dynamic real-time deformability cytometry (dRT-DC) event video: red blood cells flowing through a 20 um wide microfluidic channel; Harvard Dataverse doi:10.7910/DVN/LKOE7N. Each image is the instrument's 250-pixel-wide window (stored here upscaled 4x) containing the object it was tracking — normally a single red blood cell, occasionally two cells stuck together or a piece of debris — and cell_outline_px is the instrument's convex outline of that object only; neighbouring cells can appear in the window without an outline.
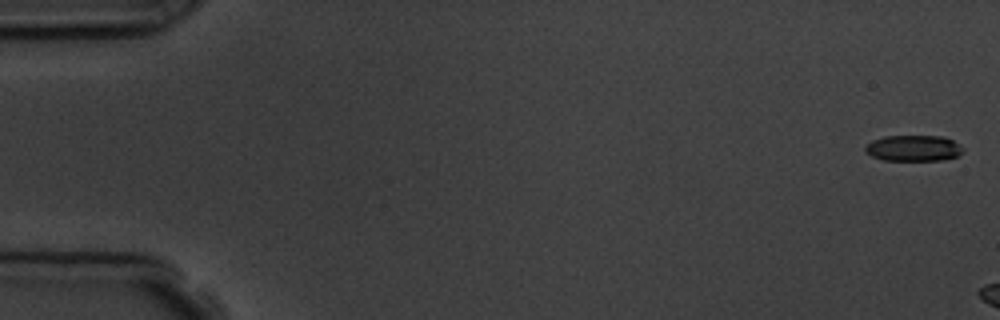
{"species": "common noctule bat (a hibernating species)", "species_latin": "Nyctalus noctula", "temperature_condition": "room temperature", "stored_images_in_passage": 3, "camera_frame_rate_fps": 3000, "um_per_image_px": 0.085, "animal": {"sex": "male", "body_mass_g": 19.5, "forearm_length_mm": 54.6}, "frame": {"image": 1, "passage_image": 1, "time_ms": 0.0, "image_size_px": [1000, 320], "cell_outline_px": [[964, 152], [956, 156], [940, 160], [884, 160], [872, 156], [864, 152], [864, 148], [872, 140], [884, 136], [944, 136], [952, 140], [964, 148]], "centroid_in_image_um": [77.64, 12.59], "position_along_channel_um": 7.4, "area_um2": 14.8}}